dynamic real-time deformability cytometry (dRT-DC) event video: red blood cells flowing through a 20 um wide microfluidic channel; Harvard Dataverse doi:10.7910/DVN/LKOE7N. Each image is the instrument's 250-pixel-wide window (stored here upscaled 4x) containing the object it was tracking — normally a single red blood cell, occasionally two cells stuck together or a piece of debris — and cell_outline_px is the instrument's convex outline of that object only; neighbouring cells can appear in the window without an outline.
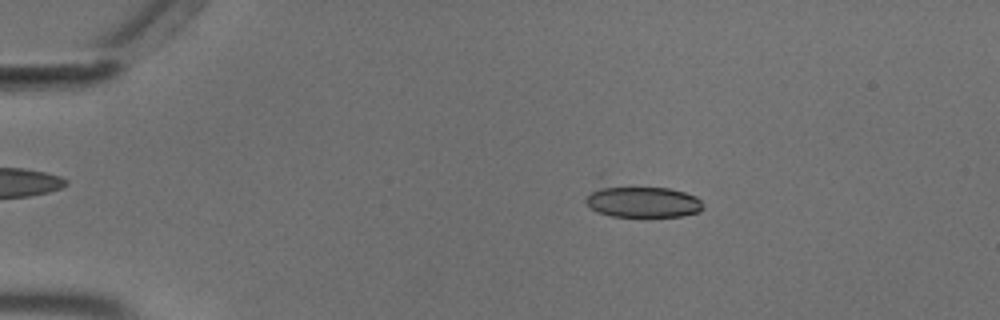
{"species": "common noctule bat (a hibernating species)", "species_latin": "Nyctalus noctula", "temperature_condition": "cold", "stored_images_in_passage": 55, "camera_frame_rate_fps": 3000, "um_per_image_px": 0.085, "animal": {"sex": "male", "body_mass_g": 18.8}, "frame": {"image": 1, "passage_image": 10, "time_ms": 3.0, "image_size_px": [1000, 320], "cell_outline_px": [[704, 208], [700, 212], [684, 216], [612, 216], [596, 212], [584, 200], [592, 192], [608, 184], [668, 188], [684, 192], [696, 196], [704, 204]], "centroid_in_image_um": [54.65, 17.13], "position_along_channel_um": 30.3, "area_um2": 21.73}}
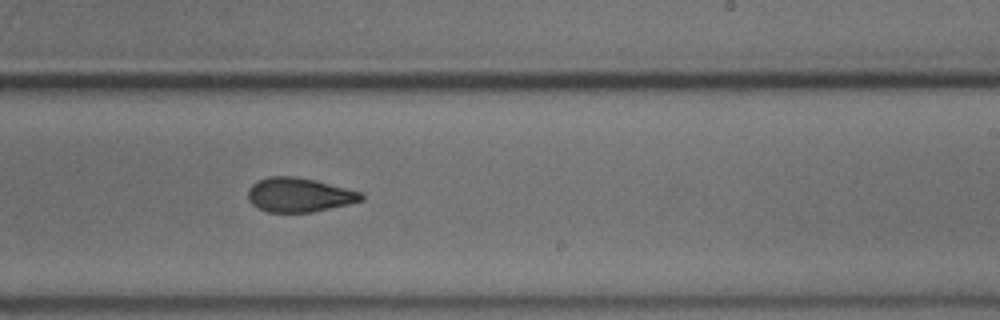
{"frame": {"image": 2, "passage_image": 34, "time_ms": 11.0, "image_size_px": [1000, 320], "cell_outline_px": [[364, 200], [348, 204], [312, 212], [268, 212], [252, 204], [248, 200], [248, 188], [252, 184], [268, 176], [296, 176], [316, 180], [360, 192], [364, 196]], "centroid_in_image_um": [25.41, 16.56], "position_along_channel_um": 263.6, "area_um2": 22.48}}
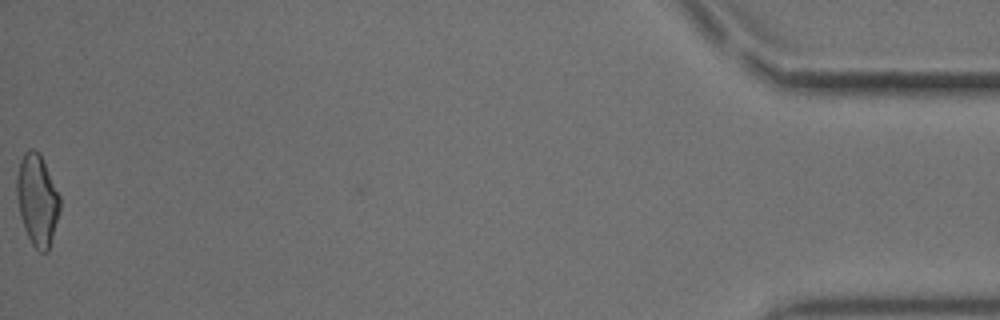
{"frame": {"image": 3, "passage_image": 55, "time_ms": 18.0, "image_size_px": [1000, 320], "cell_outline_px": [[60, 212], [48, 252], [40, 252], [32, 244], [24, 228], [20, 216], [16, 196], [16, 176], [20, 160], [24, 152], [28, 148], [32, 148], [40, 152], [60, 196]], "centroid_in_image_um": [3.16, 16.96], "position_along_channel_um": 432.0, "area_um2": 23.24}, "authors_computed_cell_mechanics": {"area_um2": 22.831, "velocity_mm_per_s": 3.6886, "shape_relaxation_time_tau1_ms": 7.0635, "shape_relaxation_time_tau2_ms": 2.0624, "deformation_change_tau1": 0.1496, "deformation_change_tau2": 0.0902}}